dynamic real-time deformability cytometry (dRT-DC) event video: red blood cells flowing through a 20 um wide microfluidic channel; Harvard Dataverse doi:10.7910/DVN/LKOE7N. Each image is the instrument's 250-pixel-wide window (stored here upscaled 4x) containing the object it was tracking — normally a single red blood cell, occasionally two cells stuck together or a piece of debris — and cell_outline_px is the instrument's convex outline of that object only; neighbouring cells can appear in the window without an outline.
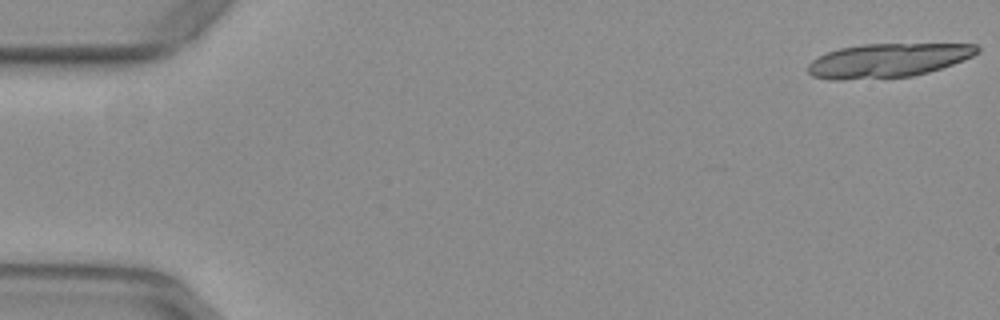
{"species": "common noctule bat (a hibernating species)", "species_latin": "Nyctalus noctula", "temperature_condition": "warm", "stored_images_in_passage": 18, "camera_frame_rate_fps": 3000, "um_per_image_px": 0.085, "animal": {"sex": "female", "body_mass_g": 29.2, "forearm_length_mm": 56.3}, "frame": {"image": 1, "passage_image": 1, "time_ms": 0.0, "image_size_px": [1000, 320], "cell_outline_px": [[980, 52], [964, 60], [928, 72], [912, 76], [840, 80], [828, 80], [812, 76], [808, 72], [808, 64], [812, 60], [828, 52], [840, 48], [860, 44], [976, 44], [980, 48]], "centroid_in_image_um": [75.46, 5.13], "position_along_channel_um": 9.5, "area_um2": 33.41}}